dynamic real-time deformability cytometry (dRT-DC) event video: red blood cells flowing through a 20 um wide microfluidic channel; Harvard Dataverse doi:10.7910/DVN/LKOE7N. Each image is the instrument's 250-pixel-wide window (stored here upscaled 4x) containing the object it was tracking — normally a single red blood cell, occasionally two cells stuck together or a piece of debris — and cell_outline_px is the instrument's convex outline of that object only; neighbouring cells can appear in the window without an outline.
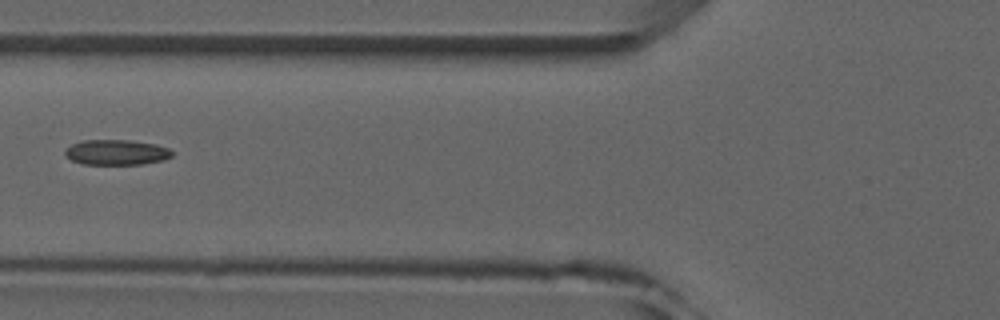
{"species": "common noctule bat (a hibernating species)", "species_latin": "Nyctalus noctula", "temperature_condition": "room temperature", "stored_images_in_passage": 7, "camera_frame_rate_fps": 3000, "um_per_image_px": 0.085, "animal": {"sex": "male", "forearm_length_mm": 52.5}, "frame": {"image": 1, "passage_image": 6, "time_ms": 5.667, "image_size_px": [1000, 320], "cell_outline_px": [[172, 156], [164, 160], [140, 164], [84, 164], [72, 160], [64, 156], [64, 152], [72, 144], [84, 140], [128, 140], [156, 144], [168, 148], [172, 152]], "centroid_in_image_um": [9.89, 12.95], "position_along_channel_um": 115.9, "area_um2": 15.66}}
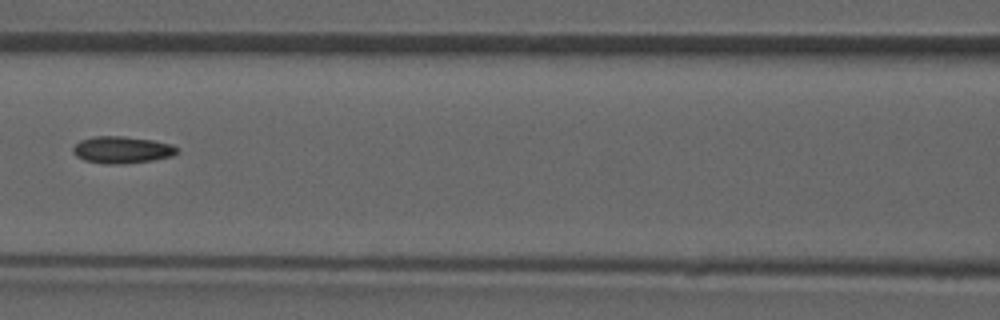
{"frame": {"image": 2, "passage_image": 7, "time_ms": 6.667, "image_size_px": [1000, 320], "cell_outline_px": [[180, 152], [172, 156], [152, 160], [124, 164], [104, 164], [84, 160], [76, 156], [72, 152], [72, 148], [80, 140], [92, 136], [124, 136], [152, 140], [172, 144]], "centroid_in_image_um": [10.35, 12.73], "position_along_channel_um": 156.3, "area_um2": 16.47}}